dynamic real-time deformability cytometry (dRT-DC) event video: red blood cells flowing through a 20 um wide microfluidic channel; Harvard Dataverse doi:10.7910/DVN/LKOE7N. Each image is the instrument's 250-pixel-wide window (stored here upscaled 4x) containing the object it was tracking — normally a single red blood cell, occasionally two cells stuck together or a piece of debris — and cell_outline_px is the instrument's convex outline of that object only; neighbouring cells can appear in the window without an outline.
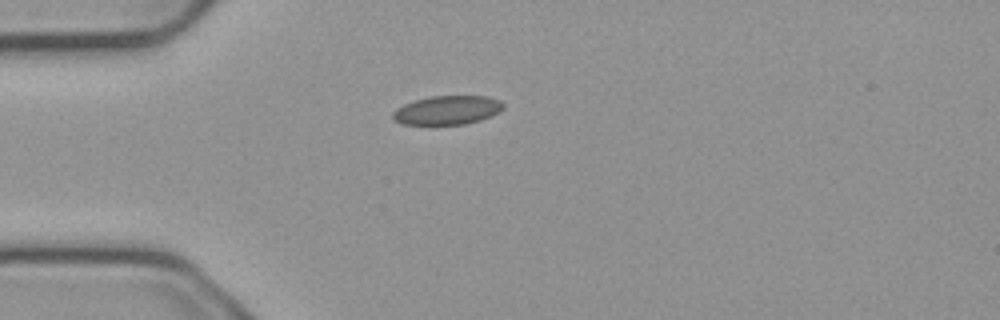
{"species": "common noctule bat (a hibernating species)", "species_latin": "Nyctalus noctula", "temperature_condition": "cold", "stored_images_in_passage": 1, "camera_frame_rate_fps": 3000, "um_per_image_px": 0.085, "animal": {"sex": "male", "body_mass_g": 23.1, "forearm_length_mm": 52.7}, "frame": {"image": 1, "passage_image": 1, "time_ms": 0.0, "image_size_px": [1000, 320], "cell_outline_px": [[504, 108], [480, 120], [464, 124], [404, 124], [392, 120], [392, 112], [396, 108], [412, 100], [432, 96], [488, 96], [500, 100], [504, 104]], "centroid_in_image_um": [37.97, 9.35], "position_along_channel_um": 47.0, "area_um2": 18.55}}